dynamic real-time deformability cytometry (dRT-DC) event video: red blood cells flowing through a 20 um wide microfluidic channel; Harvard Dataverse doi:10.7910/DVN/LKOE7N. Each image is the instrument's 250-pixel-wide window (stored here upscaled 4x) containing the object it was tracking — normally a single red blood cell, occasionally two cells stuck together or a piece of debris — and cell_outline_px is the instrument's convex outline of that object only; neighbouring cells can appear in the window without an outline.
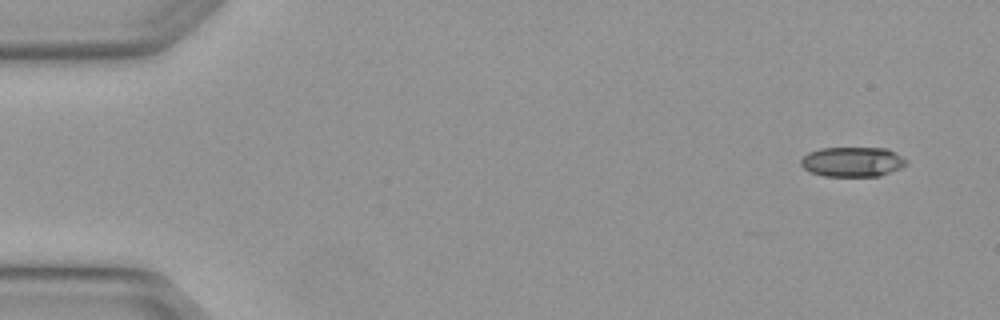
{"species": "Egyptian fruit bat (a non-hibernating species)", "species_latin": "Rousettus aegyptiacus", "temperature_condition": "warm", "stored_images_in_passage": 4, "camera_frame_rate_fps": 3000, "um_per_image_px": 0.085, "animal": {"sex": "female"}, "frame": {"image": 1, "passage_image": 1, "time_ms": 0.0, "image_size_px": [1000, 320], "cell_outline_px": [[908, 164], [900, 168], [880, 176], [824, 176], [812, 172], [804, 168], [800, 164], [800, 160], [808, 152], [820, 148], [888, 148], [908, 160]], "centroid_in_image_um": [72.48, 13.75], "position_along_channel_um": 12.5, "area_um2": 18.38}}